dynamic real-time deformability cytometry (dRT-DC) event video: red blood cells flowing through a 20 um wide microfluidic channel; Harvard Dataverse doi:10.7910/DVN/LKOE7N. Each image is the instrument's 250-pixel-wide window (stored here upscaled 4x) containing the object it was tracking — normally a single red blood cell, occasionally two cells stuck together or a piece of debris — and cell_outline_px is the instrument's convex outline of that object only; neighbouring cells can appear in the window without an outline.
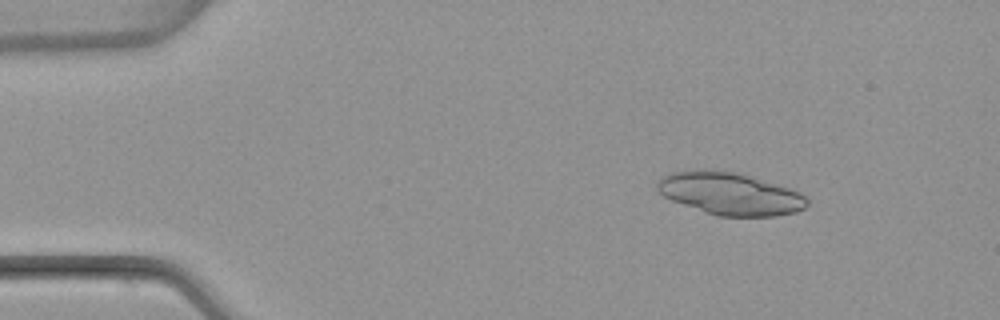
{"species": "common noctule bat (a hibernating species)", "species_latin": "Nyctalus noctula", "temperature_condition": "warm", "stored_images_in_passage": 4, "camera_frame_rate_fps": 3000, "um_per_image_px": 0.085, "animal": {"sex": "female", "body_mass_g": 22.7, "forearm_length_mm": 54.2}, "frame": {"image": 1, "passage_image": 2, "time_ms": 1.333, "image_size_px": [1000, 320], "cell_outline_px": [[808, 204], [804, 208], [796, 212], [776, 216], [716, 216], [704, 212], [672, 200], [664, 196], [656, 188], [656, 184], [660, 176], [672, 172], [704, 168], [736, 172], [788, 188], [800, 192], [808, 200]], "centroid_in_image_um": [62.01, 16.45], "position_along_channel_um": 23.0, "area_um2": 37.05}}